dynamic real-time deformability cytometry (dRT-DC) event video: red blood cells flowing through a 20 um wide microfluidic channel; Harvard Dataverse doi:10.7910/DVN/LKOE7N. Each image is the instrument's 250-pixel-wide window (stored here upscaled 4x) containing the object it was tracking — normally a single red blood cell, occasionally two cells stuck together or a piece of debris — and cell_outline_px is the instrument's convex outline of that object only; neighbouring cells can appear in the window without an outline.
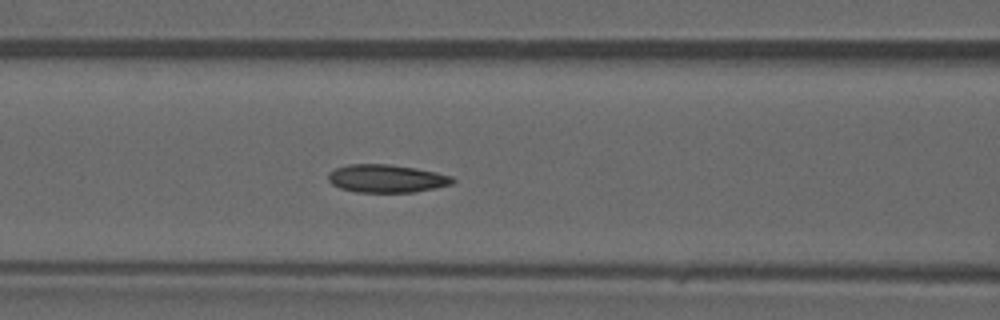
{"species": "common noctule bat (a hibernating species)", "species_latin": "Nyctalus noctula", "temperature_condition": "warm", "stored_images_in_passage": 36, "camera_frame_rate_fps": 3000, "um_per_image_px": 0.085, "animal": {"sex": "male", "forearm_length_mm": 52.5}, "frame": {"image": 1, "passage_image": 8, "time_ms": 2.333, "image_size_px": [1000, 320], "cell_outline_px": [[456, 180], [452, 184], [412, 192], [356, 192], [340, 188], [332, 184], [328, 180], [328, 172], [336, 168], [348, 164], [388, 164], [416, 168], [436, 172], [452, 176]], "centroid_in_image_um": [32.83, 15.17], "position_along_channel_um": 133.8, "area_um2": 20.23}}
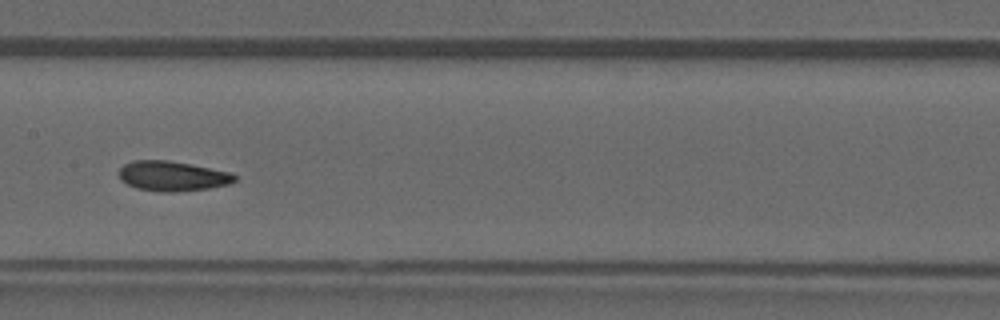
{"frame": {"image": 2, "passage_image": 12, "time_ms": 3.667, "image_size_px": [1000, 320], "cell_outline_px": [[236, 180], [228, 184], [208, 188], [176, 192], [164, 192], [136, 188], [120, 180], [116, 172], [124, 164], [132, 160], [168, 160], [192, 164], [232, 172], [236, 176]], "centroid_in_image_um": [14.63, 14.95], "position_along_channel_um": 192.8, "area_um2": 20.4}}